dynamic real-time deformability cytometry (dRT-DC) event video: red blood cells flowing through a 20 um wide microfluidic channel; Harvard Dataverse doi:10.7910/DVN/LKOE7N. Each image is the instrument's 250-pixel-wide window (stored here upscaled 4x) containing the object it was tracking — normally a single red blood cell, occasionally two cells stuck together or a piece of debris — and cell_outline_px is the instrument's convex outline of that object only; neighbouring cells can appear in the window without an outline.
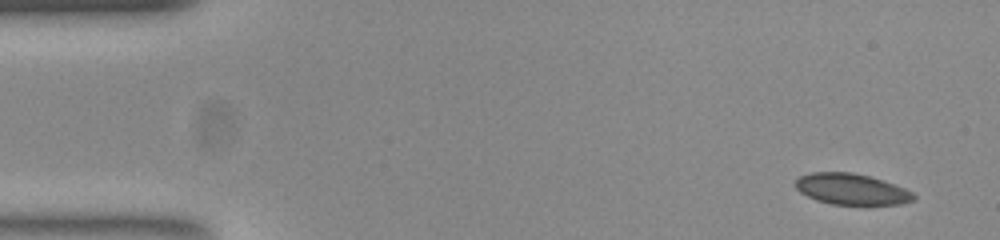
{"species": "common noctule bat (a hibernating species)", "species_latin": "Nyctalus noctula", "temperature_condition": "room temperature", "stored_images_in_passage": 51, "camera_frame_rate_fps": 3000, "um_per_image_px": 0.085, "animal": {"sex": "female", "body_mass_g": 23.0, "forearm_length_mm": 53.4}, "frame": {"image": 1, "passage_image": 1, "time_ms": 0.0, "image_size_px": [1000, 240], "cell_outline_px": [[916, 196], [912, 200], [900, 204], [868, 208], [832, 204], [816, 200], [800, 192], [796, 188], [796, 180], [800, 176], [812, 172], [852, 172], [868, 176], [904, 188], [912, 192]], "centroid_in_image_um": [72.4, 16.14], "position_along_channel_um": 12.6, "area_um2": 21.96}}
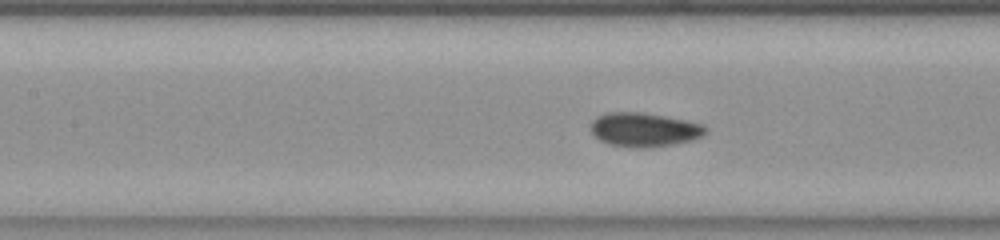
{"frame": {"image": 2, "passage_image": 21, "time_ms": 6.667, "image_size_px": [1000, 240], "cell_outline_px": [[708, 132], [704, 136], [692, 140], [672, 144], [644, 148], [632, 148], [608, 144], [600, 140], [592, 132], [592, 120], [596, 116], [608, 112], [644, 112], [704, 124], [708, 128]], "centroid_in_image_um": [54.78, 11.02], "position_along_channel_um": 152.6, "area_um2": 22.89}}
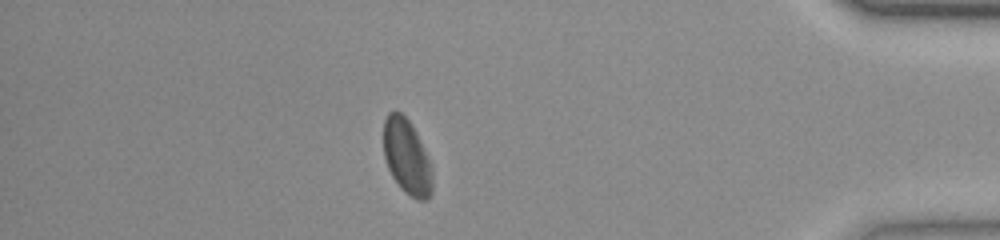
{"frame": {"image": 3, "passage_image": 44, "time_ms": 14.333, "image_size_px": [1000, 240], "cell_outline_px": [[432, 192], [428, 200], [416, 200], [404, 192], [400, 188], [392, 176], [388, 168], [384, 156], [384, 120], [388, 112], [400, 112], [408, 120], [428, 160], [432, 172]], "centroid_in_image_um": [34.56, 13.4], "position_along_channel_um": 400.6, "area_um2": 20.87}, "authors_computed_cell_mechanics": {"area_um2": 21.7906, "velocity_mm_per_s": 3.8008, "shape_relaxation_time_tau1_ms": 2.7836, "shape_relaxation_time_tau2_ms": null, "deformation_change_tau1": 0.0642, "deformation_change_tau2": null}}